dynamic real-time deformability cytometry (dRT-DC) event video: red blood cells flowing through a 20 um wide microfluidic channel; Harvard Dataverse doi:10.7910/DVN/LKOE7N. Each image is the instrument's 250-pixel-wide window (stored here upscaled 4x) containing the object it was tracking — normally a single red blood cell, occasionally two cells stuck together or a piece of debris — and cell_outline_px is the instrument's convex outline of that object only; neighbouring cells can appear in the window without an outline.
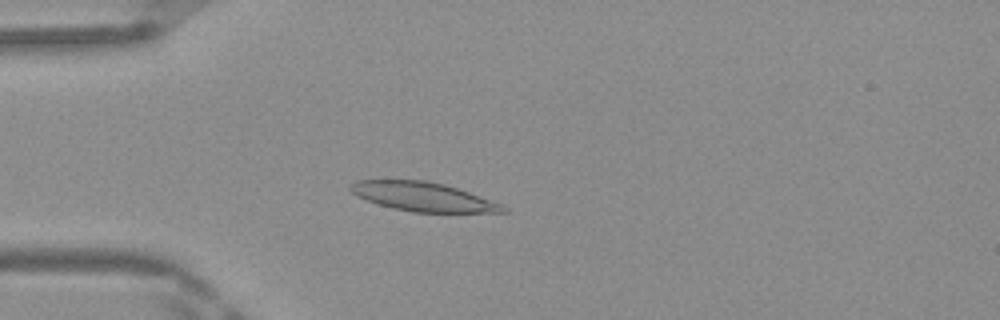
{"species": "Egyptian fruit bat (a non-hibernating species)", "species_latin": "Rousettus aegyptiacus", "temperature_condition": "warm", "stored_images_in_passage": 48, "camera_frame_rate_fps": 3000, "um_per_image_px": 0.085, "frame": {"image": 1, "passage_image": 13, "time_ms": 4.0, "image_size_px": [1000, 320], "cell_outline_px": [[508, 212], [412, 212], [392, 208], [356, 196], [348, 188], [356, 180], [424, 180], [444, 184], [504, 204], [508, 208]], "centroid_in_image_um": [35.98, 16.72], "position_along_channel_um": 49.0, "area_um2": 25.61}}
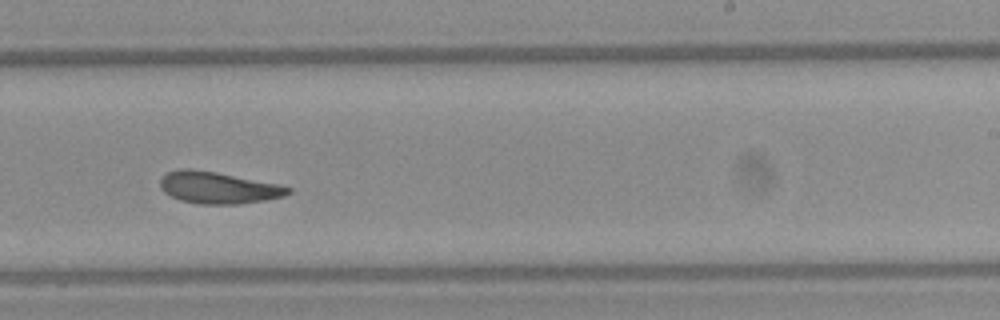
{"frame": {"image": 2, "passage_image": 30, "time_ms": 9.667, "image_size_px": [1000, 320], "cell_outline_px": [[292, 192], [284, 196], [264, 200], [236, 204], [200, 204], [180, 200], [164, 192], [160, 188], [160, 180], [168, 172], [180, 168], [192, 168], [216, 172], [280, 184], [292, 188]], "centroid_in_image_um": [18.56, 15.94], "position_along_channel_um": 270.4, "area_um2": 23.7}}
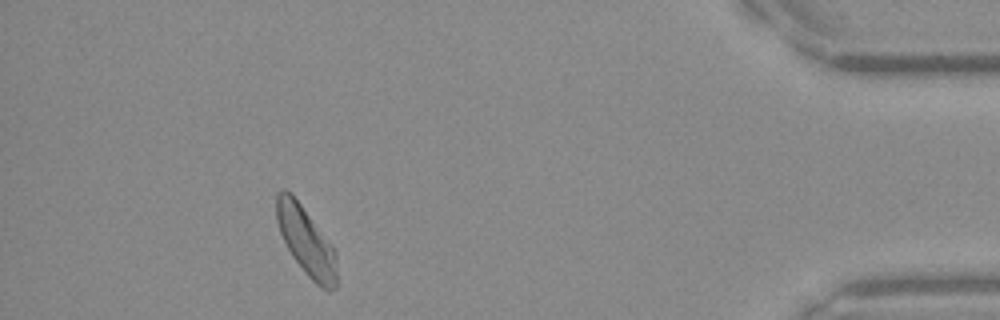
{"frame": {"image": 3, "passage_image": 44, "time_ms": 14.333, "image_size_px": [1000, 320], "cell_outline_px": [[336, 288], [328, 292], [320, 288], [304, 272], [292, 256], [280, 232], [276, 220], [276, 192], [284, 188], [292, 192], [332, 244], [336, 252]], "centroid_in_image_um": [26.02, 20.48], "position_along_channel_um": 409.2, "area_um2": 24.33}, "authors_computed_cell_mechanics": {"area_um2": 24.2182, "velocity_mm_per_s": 4.1486, "shape_relaxation_time_tau1_ms": 6.2941, "shape_relaxation_time_tau2_ms": 3.2382, "deformation_change_tau1": 0.1632, "deformation_change_tau2": 0.0726}}